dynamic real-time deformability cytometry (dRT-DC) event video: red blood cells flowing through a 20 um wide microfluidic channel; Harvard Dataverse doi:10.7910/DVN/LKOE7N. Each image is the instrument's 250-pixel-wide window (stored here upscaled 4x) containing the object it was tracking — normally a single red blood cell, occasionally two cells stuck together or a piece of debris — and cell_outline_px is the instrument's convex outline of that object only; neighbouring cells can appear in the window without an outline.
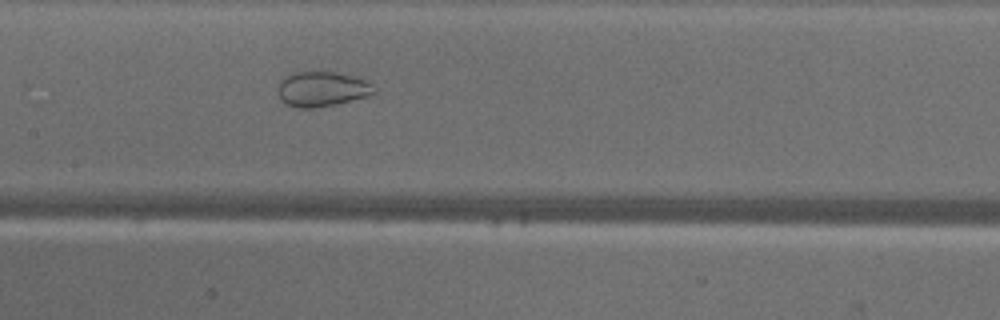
{"species": "common noctule bat (a hibernating species)", "species_latin": "Nyctalus noctula", "temperature_condition": "warm", "stored_images_in_passage": 45, "camera_frame_rate_fps": 3000, "um_per_image_px": 0.085, "animal": {"sex": "male", "body_mass_g": 18.8}, "frame": {"image": 1, "passage_image": 22, "time_ms": 7.0, "image_size_px": [1000, 320], "cell_outline_px": [[376, 92], [368, 96], [336, 104], [308, 108], [296, 108], [284, 104], [280, 100], [276, 92], [280, 80], [292, 72], [336, 72], [352, 76], [364, 80], [372, 84]], "centroid_in_image_um": [27.3, 7.58], "position_along_channel_um": 180.1, "area_um2": 19.71}}
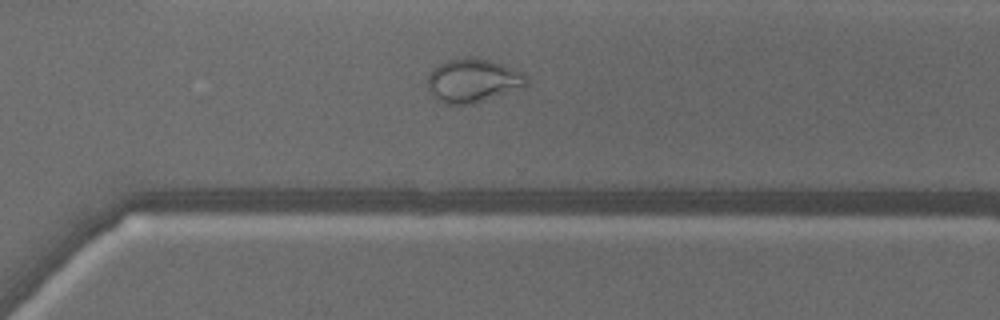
{"frame": {"image": 2, "passage_image": 33, "time_ms": 10.667, "image_size_px": [1000, 320], "cell_outline_px": [[528, 84], [524, 88], [472, 104], [444, 104], [428, 88], [428, 76], [432, 68], [436, 64], [448, 60], [488, 60], [524, 72], [528, 80]], "centroid_in_image_um": [40.24, 6.88], "position_along_channel_um": 330.4, "area_um2": 24.62}}
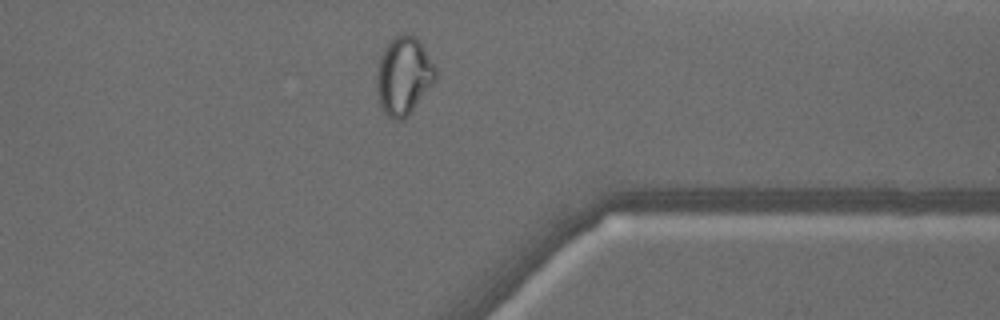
{"frame": {"image": 3, "passage_image": 37, "time_ms": 12.0, "image_size_px": [1000, 320], "cell_outline_px": [[436, 80], [408, 116], [404, 120], [392, 120], [384, 112], [380, 104], [376, 88], [376, 76], [380, 56], [384, 48], [396, 36], [416, 36], [420, 40], [436, 68]], "centroid_in_image_um": [34.31, 6.48], "position_along_channel_um": 377.1, "area_um2": 26.65}}